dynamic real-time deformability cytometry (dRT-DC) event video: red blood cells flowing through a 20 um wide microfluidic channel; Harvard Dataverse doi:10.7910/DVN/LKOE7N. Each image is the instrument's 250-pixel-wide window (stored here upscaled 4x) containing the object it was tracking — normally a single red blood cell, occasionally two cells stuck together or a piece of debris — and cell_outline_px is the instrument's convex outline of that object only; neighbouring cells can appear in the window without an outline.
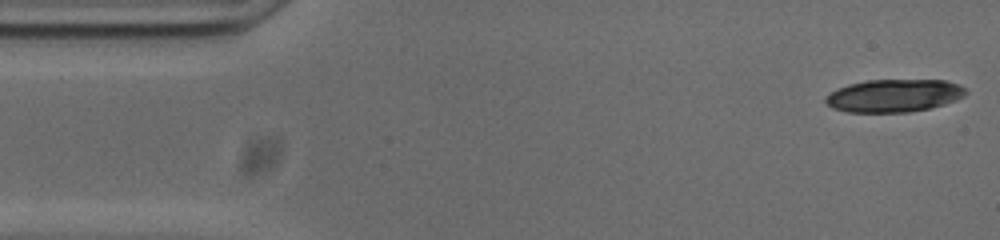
{"species": "common noctule bat (a hibernating species)", "species_latin": "Nyctalus noctula", "temperature_condition": "cold", "stored_images_in_passage": 15, "camera_frame_rate_fps": 3000, "um_per_image_px": 0.085, "animal": {"sex": "male", "body_mass_g": 20.0, "forearm_length_mm": 53.3}, "frame": {"image": 1, "passage_image": 1, "time_ms": 0.0, "image_size_px": [1000, 240], "cell_outline_px": [[968, 92], [964, 96], [956, 100], [944, 104], [928, 108], [908, 112], [848, 112], [832, 108], [824, 100], [832, 92], [848, 84], [868, 80], [944, 80], [960, 84]], "centroid_in_image_um": [76.02, 8.12], "position_along_channel_um": 9.0, "area_um2": 26.59}}
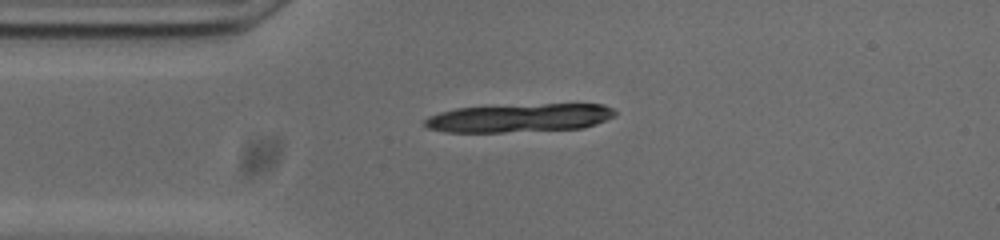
{"frame": {"image": 2, "passage_image": 11, "time_ms": 3.333, "image_size_px": [1000, 240], "cell_outline_px": [[616, 112], [612, 116], [596, 124], [584, 128], [504, 132], [444, 132], [428, 128], [424, 124], [424, 120], [428, 116], [440, 112], [456, 108], [544, 104], [604, 104], [612, 108]], "centroid_in_image_um": [44.12, 10.03], "position_along_channel_um": 40.9, "area_um2": 31.33}}